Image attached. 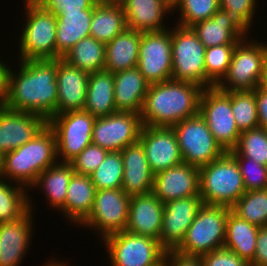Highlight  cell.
<instances>
[{
  "instance_id": "cell-1",
  "label": "cell",
  "mask_w": 267,
  "mask_h": 266,
  "mask_svg": "<svg viewBox=\"0 0 267 266\" xmlns=\"http://www.w3.org/2000/svg\"><path fill=\"white\" fill-rule=\"evenodd\" d=\"M19 71L7 70L1 103L8 109L35 113L47 121L56 114L57 59L20 60Z\"/></svg>"
},
{
  "instance_id": "cell-2",
  "label": "cell",
  "mask_w": 267,
  "mask_h": 266,
  "mask_svg": "<svg viewBox=\"0 0 267 266\" xmlns=\"http://www.w3.org/2000/svg\"><path fill=\"white\" fill-rule=\"evenodd\" d=\"M203 88L189 82L168 80L149 84L140 113L147 126L172 127L199 114Z\"/></svg>"
},
{
  "instance_id": "cell-3",
  "label": "cell",
  "mask_w": 267,
  "mask_h": 266,
  "mask_svg": "<svg viewBox=\"0 0 267 266\" xmlns=\"http://www.w3.org/2000/svg\"><path fill=\"white\" fill-rule=\"evenodd\" d=\"M57 162L56 137L47 124L32 140L4 154L3 179L31 189L39 175Z\"/></svg>"
},
{
  "instance_id": "cell-4",
  "label": "cell",
  "mask_w": 267,
  "mask_h": 266,
  "mask_svg": "<svg viewBox=\"0 0 267 266\" xmlns=\"http://www.w3.org/2000/svg\"><path fill=\"white\" fill-rule=\"evenodd\" d=\"M245 192L238 163L230 152L199 168L203 204L232 207Z\"/></svg>"
},
{
  "instance_id": "cell-5",
  "label": "cell",
  "mask_w": 267,
  "mask_h": 266,
  "mask_svg": "<svg viewBox=\"0 0 267 266\" xmlns=\"http://www.w3.org/2000/svg\"><path fill=\"white\" fill-rule=\"evenodd\" d=\"M24 1L26 23L19 36V60L56 59V16L35 0Z\"/></svg>"
},
{
  "instance_id": "cell-6",
  "label": "cell",
  "mask_w": 267,
  "mask_h": 266,
  "mask_svg": "<svg viewBox=\"0 0 267 266\" xmlns=\"http://www.w3.org/2000/svg\"><path fill=\"white\" fill-rule=\"evenodd\" d=\"M230 210L231 207L224 205L203 204L175 251L187 256L202 257L223 248Z\"/></svg>"
},
{
  "instance_id": "cell-7",
  "label": "cell",
  "mask_w": 267,
  "mask_h": 266,
  "mask_svg": "<svg viewBox=\"0 0 267 266\" xmlns=\"http://www.w3.org/2000/svg\"><path fill=\"white\" fill-rule=\"evenodd\" d=\"M258 41L246 36L236 43L227 74L216 85L219 90L243 91L258 87L267 55V44Z\"/></svg>"
},
{
  "instance_id": "cell-8",
  "label": "cell",
  "mask_w": 267,
  "mask_h": 266,
  "mask_svg": "<svg viewBox=\"0 0 267 266\" xmlns=\"http://www.w3.org/2000/svg\"><path fill=\"white\" fill-rule=\"evenodd\" d=\"M102 242L108 251L110 266H162L166 250L159 240L121 231Z\"/></svg>"
},
{
  "instance_id": "cell-9",
  "label": "cell",
  "mask_w": 267,
  "mask_h": 266,
  "mask_svg": "<svg viewBox=\"0 0 267 266\" xmlns=\"http://www.w3.org/2000/svg\"><path fill=\"white\" fill-rule=\"evenodd\" d=\"M171 29L172 80L194 83L205 89V46L192 28Z\"/></svg>"
},
{
  "instance_id": "cell-10",
  "label": "cell",
  "mask_w": 267,
  "mask_h": 266,
  "mask_svg": "<svg viewBox=\"0 0 267 266\" xmlns=\"http://www.w3.org/2000/svg\"><path fill=\"white\" fill-rule=\"evenodd\" d=\"M172 128L178 140L183 163L201 168L225 153L200 114L186 118L174 124Z\"/></svg>"
},
{
  "instance_id": "cell-11",
  "label": "cell",
  "mask_w": 267,
  "mask_h": 266,
  "mask_svg": "<svg viewBox=\"0 0 267 266\" xmlns=\"http://www.w3.org/2000/svg\"><path fill=\"white\" fill-rule=\"evenodd\" d=\"M199 114L205 120L217 143L225 152L232 151L238 142V130L231 108V91L216 86L205 88L201 94Z\"/></svg>"
},
{
  "instance_id": "cell-12",
  "label": "cell",
  "mask_w": 267,
  "mask_h": 266,
  "mask_svg": "<svg viewBox=\"0 0 267 266\" xmlns=\"http://www.w3.org/2000/svg\"><path fill=\"white\" fill-rule=\"evenodd\" d=\"M95 119L90 113L79 110L54 115L47 121L56 137L58 162L70 163L92 143Z\"/></svg>"
},
{
  "instance_id": "cell-13",
  "label": "cell",
  "mask_w": 267,
  "mask_h": 266,
  "mask_svg": "<svg viewBox=\"0 0 267 266\" xmlns=\"http://www.w3.org/2000/svg\"><path fill=\"white\" fill-rule=\"evenodd\" d=\"M131 196L121 188L97 190L91 212L80 224L99 232L102 240L111 234L125 231Z\"/></svg>"
},
{
  "instance_id": "cell-14",
  "label": "cell",
  "mask_w": 267,
  "mask_h": 266,
  "mask_svg": "<svg viewBox=\"0 0 267 266\" xmlns=\"http://www.w3.org/2000/svg\"><path fill=\"white\" fill-rule=\"evenodd\" d=\"M171 50V30L142 33L137 68L149 84L172 79Z\"/></svg>"
},
{
  "instance_id": "cell-15",
  "label": "cell",
  "mask_w": 267,
  "mask_h": 266,
  "mask_svg": "<svg viewBox=\"0 0 267 266\" xmlns=\"http://www.w3.org/2000/svg\"><path fill=\"white\" fill-rule=\"evenodd\" d=\"M142 126L139 113L115 112L96 118L92 130V143L108 151L121 152L139 140Z\"/></svg>"
},
{
  "instance_id": "cell-16",
  "label": "cell",
  "mask_w": 267,
  "mask_h": 266,
  "mask_svg": "<svg viewBox=\"0 0 267 266\" xmlns=\"http://www.w3.org/2000/svg\"><path fill=\"white\" fill-rule=\"evenodd\" d=\"M138 141L154 175L183 163L172 127L143 125Z\"/></svg>"
},
{
  "instance_id": "cell-17",
  "label": "cell",
  "mask_w": 267,
  "mask_h": 266,
  "mask_svg": "<svg viewBox=\"0 0 267 266\" xmlns=\"http://www.w3.org/2000/svg\"><path fill=\"white\" fill-rule=\"evenodd\" d=\"M202 205L200 195L164 203L159 243L166 251L175 250L181 244Z\"/></svg>"
},
{
  "instance_id": "cell-18",
  "label": "cell",
  "mask_w": 267,
  "mask_h": 266,
  "mask_svg": "<svg viewBox=\"0 0 267 266\" xmlns=\"http://www.w3.org/2000/svg\"><path fill=\"white\" fill-rule=\"evenodd\" d=\"M42 116L14 111L0 103V152L6 154L32 140L45 126Z\"/></svg>"
},
{
  "instance_id": "cell-19",
  "label": "cell",
  "mask_w": 267,
  "mask_h": 266,
  "mask_svg": "<svg viewBox=\"0 0 267 266\" xmlns=\"http://www.w3.org/2000/svg\"><path fill=\"white\" fill-rule=\"evenodd\" d=\"M31 201L30 211L24 217L0 223V266H20L28 254L34 229Z\"/></svg>"
},
{
  "instance_id": "cell-20",
  "label": "cell",
  "mask_w": 267,
  "mask_h": 266,
  "mask_svg": "<svg viewBox=\"0 0 267 266\" xmlns=\"http://www.w3.org/2000/svg\"><path fill=\"white\" fill-rule=\"evenodd\" d=\"M56 81L57 106L55 115L83 110L89 74L69 64L63 58H58Z\"/></svg>"
},
{
  "instance_id": "cell-21",
  "label": "cell",
  "mask_w": 267,
  "mask_h": 266,
  "mask_svg": "<svg viewBox=\"0 0 267 266\" xmlns=\"http://www.w3.org/2000/svg\"><path fill=\"white\" fill-rule=\"evenodd\" d=\"M152 193L162 203L200 195L199 168L182 163L157 173Z\"/></svg>"
},
{
  "instance_id": "cell-22",
  "label": "cell",
  "mask_w": 267,
  "mask_h": 266,
  "mask_svg": "<svg viewBox=\"0 0 267 266\" xmlns=\"http://www.w3.org/2000/svg\"><path fill=\"white\" fill-rule=\"evenodd\" d=\"M164 203L153 193L132 195L126 231L159 240Z\"/></svg>"
},
{
  "instance_id": "cell-23",
  "label": "cell",
  "mask_w": 267,
  "mask_h": 266,
  "mask_svg": "<svg viewBox=\"0 0 267 266\" xmlns=\"http://www.w3.org/2000/svg\"><path fill=\"white\" fill-rule=\"evenodd\" d=\"M123 160L122 190L132 196L153 191L154 174L150 169L142 144L137 141L121 151Z\"/></svg>"
},
{
  "instance_id": "cell-24",
  "label": "cell",
  "mask_w": 267,
  "mask_h": 266,
  "mask_svg": "<svg viewBox=\"0 0 267 266\" xmlns=\"http://www.w3.org/2000/svg\"><path fill=\"white\" fill-rule=\"evenodd\" d=\"M191 28L205 48L236 44L250 35L237 20L221 8L211 18L198 22Z\"/></svg>"
},
{
  "instance_id": "cell-25",
  "label": "cell",
  "mask_w": 267,
  "mask_h": 266,
  "mask_svg": "<svg viewBox=\"0 0 267 266\" xmlns=\"http://www.w3.org/2000/svg\"><path fill=\"white\" fill-rule=\"evenodd\" d=\"M121 4L127 28L142 33L169 29L163 22L165 15L173 13L161 0H124Z\"/></svg>"
},
{
  "instance_id": "cell-26",
  "label": "cell",
  "mask_w": 267,
  "mask_h": 266,
  "mask_svg": "<svg viewBox=\"0 0 267 266\" xmlns=\"http://www.w3.org/2000/svg\"><path fill=\"white\" fill-rule=\"evenodd\" d=\"M113 76L116 111L140 114L149 83L137 67L116 72Z\"/></svg>"
},
{
  "instance_id": "cell-27",
  "label": "cell",
  "mask_w": 267,
  "mask_h": 266,
  "mask_svg": "<svg viewBox=\"0 0 267 266\" xmlns=\"http://www.w3.org/2000/svg\"><path fill=\"white\" fill-rule=\"evenodd\" d=\"M93 9L61 12L56 16V59L62 58L81 39L90 36Z\"/></svg>"
},
{
  "instance_id": "cell-28",
  "label": "cell",
  "mask_w": 267,
  "mask_h": 266,
  "mask_svg": "<svg viewBox=\"0 0 267 266\" xmlns=\"http://www.w3.org/2000/svg\"><path fill=\"white\" fill-rule=\"evenodd\" d=\"M142 32L126 28L106 44L104 69L113 74L137 67Z\"/></svg>"
},
{
  "instance_id": "cell-29",
  "label": "cell",
  "mask_w": 267,
  "mask_h": 266,
  "mask_svg": "<svg viewBox=\"0 0 267 266\" xmlns=\"http://www.w3.org/2000/svg\"><path fill=\"white\" fill-rule=\"evenodd\" d=\"M96 187L90 175L73 173L66 192L64 216L75 226L87 218L92 210Z\"/></svg>"
},
{
  "instance_id": "cell-30",
  "label": "cell",
  "mask_w": 267,
  "mask_h": 266,
  "mask_svg": "<svg viewBox=\"0 0 267 266\" xmlns=\"http://www.w3.org/2000/svg\"><path fill=\"white\" fill-rule=\"evenodd\" d=\"M84 111L93 117H105L116 111L114 98V76L103 69L89 73Z\"/></svg>"
},
{
  "instance_id": "cell-31",
  "label": "cell",
  "mask_w": 267,
  "mask_h": 266,
  "mask_svg": "<svg viewBox=\"0 0 267 266\" xmlns=\"http://www.w3.org/2000/svg\"><path fill=\"white\" fill-rule=\"evenodd\" d=\"M126 28L125 13L121 3L100 0L94 6L90 23L91 37L107 44Z\"/></svg>"
},
{
  "instance_id": "cell-32",
  "label": "cell",
  "mask_w": 267,
  "mask_h": 266,
  "mask_svg": "<svg viewBox=\"0 0 267 266\" xmlns=\"http://www.w3.org/2000/svg\"><path fill=\"white\" fill-rule=\"evenodd\" d=\"M259 229L260 227L250 224L230 210L223 248L250 263L254 258Z\"/></svg>"
},
{
  "instance_id": "cell-33",
  "label": "cell",
  "mask_w": 267,
  "mask_h": 266,
  "mask_svg": "<svg viewBox=\"0 0 267 266\" xmlns=\"http://www.w3.org/2000/svg\"><path fill=\"white\" fill-rule=\"evenodd\" d=\"M75 171L71 163L57 162L42 172L33 188H42L49 206L61 211L64 216V204L69 181Z\"/></svg>"
},
{
  "instance_id": "cell-34",
  "label": "cell",
  "mask_w": 267,
  "mask_h": 266,
  "mask_svg": "<svg viewBox=\"0 0 267 266\" xmlns=\"http://www.w3.org/2000/svg\"><path fill=\"white\" fill-rule=\"evenodd\" d=\"M105 52L106 44L89 36L81 39L62 58L89 74L104 69Z\"/></svg>"
},
{
  "instance_id": "cell-35",
  "label": "cell",
  "mask_w": 267,
  "mask_h": 266,
  "mask_svg": "<svg viewBox=\"0 0 267 266\" xmlns=\"http://www.w3.org/2000/svg\"><path fill=\"white\" fill-rule=\"evenodd\" d=\"M28 192L22 185L0 180V223L17 220L30 211Z\"/></svg>"
},
{
  "instance_id": "cell-36",
  "label": "cell",
  "mask_w": 267,
  "mask_h": 266,
  "mask_svg": "<svg viewBox=\"0 0 267 266\" xmlns=\"http://www.w3.org/2000/svg\"><path fill=\"white\" fill-rule=\"evenodd\" d=\"M231 210L250 224L258 227L267 226V188L246 191Z\"/></svg>"
},
{
  "instance_id": "cell-37",
  "label": "cell",
  "mask_w": 267,
  "mask_h": 266,
  "mask_svg": "<svg viewBox=\"0 0 267 266\" xmlns=\"http://www.w3.org/2000/svg\"><path fill=\"white\" fill-rule=\"evenodd\" d=\"M236 44H224L205 49V88L216 86L227 74Z\"/></svg>"
},
{
  "instance_id": "cell-38",
  "label": "cell",
  "mask_w": 267,
  "mask_h": 266,
  "mask_svg": "<svg viewBox=\"0 0 267 266\" xmlns=\"http://www.w3.org/2000/svg\"><path fill=\"white\" fill-rule=\"evenodd\" d=\"M231 108L240 132L259 127L255 89L231 91Z\"/></svg>"
},
{
  "instance_id": "cell-39",
  "label": "cell",
  "mask_w": 267,
  "mask_h": 266,
  "mask_svg": "<svg viewBox=\"0 0 267 266\" xmlns=\"http://www.w3.org/2000/svg\"><path fill=\"white\" fill-rule=\"evenodd\" d=\"M123 172L121 152L109 151L90 178L96 190L117 189L122 188Z\"/></svg>"
},
{
  "instance_id": "cell-40",
  "label": "cell",
  "mask_w": 267,
  "mask_h": 266,
  "mask_svg": "<svg viewBox=\"0 0 267 266\" xmlns=\"http://www.w3.org/2000/svg\"><path fill=\"white\" fill-rule=\"evenodd\" d=\"M230 153L267 166V129L257 127L241 132L236 147Z\"/></svg>"
},
{
  "instance_id": "cell-41",
  "label": "cell",
  "mask_w": 267,
  "mask_h": 266,
  "mask_svg": "<svg viewBox=\"0 0 267 266\" xmlns=\"http://www.w3.org/2000/svg\"><path fill=\"white\" fill-rule=\"evenodd\" d=\"M220 8L219 0H180L174 10L180 13L176 25L191 28L198 22L211 18Z\"/></svg>"
},
{
  "instance_id": "cell-42",
  "label": "cell",
  "mask_w": 267,
  "mask_h": 266,
  "mask_svg": "<svg viewBox=\"0 0 267 266\" xmlns=\"http://www.w3.org/2000/svg\"><path fill=\"white\" fill-rule=\"evenodd\" d=\"M238 163L243 177L245 191H255L267 188V166L255 162L253 159L232 154Z\"/></svg>"
},
{
  "instance_id": "cell-43",
  "label": "cell",
  "mask_w": 267,
  "mask_h": 266,
  "mask_svg": "<svg viewBox=\"0 0 267 266\" xmlns=\"http://www.w3.org/2000/svg\"><path fill=\"white\" fill-rule=\"evenodd\" d=\"M108 150L93 143L84 148L70 163L75 173L90 175L104 161Z\"/></svg>"
},
{
  "instance_id": "cell-44",
  "label": "cell",
  "mask_w": 267,
  "mask_h": 266,
  "mask_svg": "<svg viewBox=\"0 0 267 266\" xmlns=\"http://www.w3.org/2000/svg\"><path fill=\"white\" fill-rule=\"evenodd\" d=\"M220 8L229 13L250 33L258 0H219ZM254 15V16H253Z\"/></svg>"
},
{
  "instance_id": "cell-45",
  "label": "cell",
  "mask_w": 267,
  "mask_h": 266,
  "mask_svg": "<svg viewBox=\"0 0 267 266\" xmlns=\"http://www.w3.org/2000/svg\"><path fill=\"white\" fill-rule=\"evenodd\" d=\"M46 11L55 16L61 12H79L85 9H94L100 0H35Z\"/></svg>"
},
{
  "instance_id": "cell-46",
  "label": "cell",
  "mask_w": 267,
  "mask_h": 266,
  "mask_svg": "<svg viewBox=\"0 0 267 266\" xmlns=\"http://www.w3.org/2000/svg\"><path fill=\"white\" fill-rule=\"evenodd\" d=\"M203 266H250L247 261L225 248L213 250L201 257Z\"/></svg>"
},
{
  "instance_id": "cell-47",
  "label": "cell",
  "mask_w": 267,
  "mask_h": 266,
  "mask_svg": "<svg viewBox=\"0 0 267 266\" xmlns=\"http://www.w3.org/2000/svg\"><path fill=\"white\" fill-rule=\"evenodd\" d=\"M163 266H203L201 257L187 256L168 250L165 252Z\"/></svg>"
},
{
  "instance_id": "cell-48",
  "label": "cell",
  "mask_w": 267,
  "mask_h": 266,
  "mask_svg": "<svg viewBox=\"0 0 267 266\" xmlns=\"http://www.w3.org/2000/svg\"><path fill=\"white\" fill-rule=\"evenodd\" d=\"M250 266H267V226L260 227L256 241L255 254Z\"/></svg>"
},
{
  "instance_id": "cell-49",
  "label": "cell",
  "mask_w": 267,
  "mask_h": 266,
  "mask_svg": "<svg viewBox=\"0 0 267 266\" xmlns=\"http://www.w3.org/2000/svg\"><path fill=\"white\" fill-rule=\"evenodd\" d=\"M259 127L267 129V91L255 88Z\"/></svg>"
},
{
  "instance_id": "cell-50",
  "label": "cell",
  "mask_w": 267,
  "mask_h": 266,
  "mask_svg": "<svg viewBox=\"0 0 267 266\" xmlns=\"http://www.w3.org/2000/svg\"><path fill=\"white\" fill-rule=\"evenodd\" d=\"M0 59V103L3 100L4 94L6 92V81H7V70L10 65L1 61Z\"/></svg>"
},
{
  "instance_id": "cell-51",
  "label": "cell",
  "mask_w": 267,
  "mask_h": 266,
  "mask_svg": "<svg viewBox=\"0 0 267 266\" xmlns=\"http://www.w3.org/2000/svg\"><path fill=\"white\" fill-rule=\"evenodd\" d=\"M258 87L260 89L267 91V55H266V58L264 60L263 69H262V76H261V80H260Z\"/></svg>"
},
{
  "instance_id": "cell-52",
  "label": "cell",
  "mask_w": 267,
  "mask_h": 266,
  "mask_svg": "<svg viewBox=\"0 0 267 266\" xmlns=\"http://www.w3.org/2000/svg\"><path fill=\"white\" fill-rule=\"evenodd\" d=\"M167 7H169L174 13L175 7L178 5L180 0H161Z\"/></svg>"
},
{
  "instance_id": "cell-53",
  "label": "cell",
  "mask_w": 267,
  "mask_h": 266,
  "mask_svg": "<svg viewBox=\"0 0 267 266\" xmlns=\"http://www.w3.org/2000/svg\"><path fill=\"white\" fill-rule=\"evenodd\" d=\"M42 266H68V264L65 261H56V259L54 258L53 261L49 260L47 263H45V265L43 264Z\"/></svg>"
},
{
  "instance_id": "cell-54",
  "label": "cell",
  "mask_w": 267,
  "mask_h": 266,
  "mask_svg": "<svg viewBox=\"0 0 267 266\" xmlns=\"http://www.w3.org/2000/svg\"><path fill=\"white\" fill-rule=\"evenodd\" d=\"M4 171V154L0 152V180L3 179Z\"/></svg>"
},
{
  "instance_id": "cell-55",
  "label": "cell",
  "mask_w": 267,
  "mask_h": 266,
  "mask_svg": "<svg viewBox=\"0 0 267 266\" xmlns=\"http://www.w3.org/2000/svg\"><path fill=\"white\" fill-rule=\"evenodd\" d=\"M111 1L122 3L124 0H111Z\"/></svg>"
}]
</instances>
